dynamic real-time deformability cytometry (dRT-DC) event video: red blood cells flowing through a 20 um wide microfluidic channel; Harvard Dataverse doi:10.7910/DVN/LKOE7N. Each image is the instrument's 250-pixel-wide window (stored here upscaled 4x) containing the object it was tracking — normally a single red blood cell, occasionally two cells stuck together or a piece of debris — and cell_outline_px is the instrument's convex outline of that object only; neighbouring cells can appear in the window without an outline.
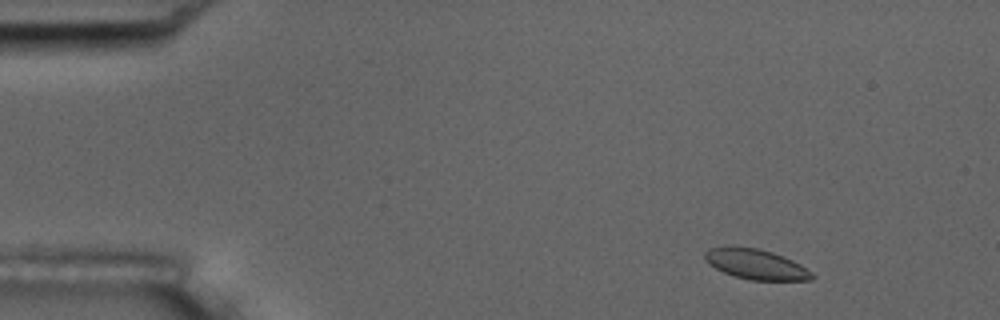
{"species": "common noctule bat (a hibernating species)", "species_latin": "Nyctalus noctula", "temperature_condition": "room temperature", "stored_images_in_passage": 4, "camera_frame_rate_fps": 3000, "um_per_image_px": 0.085, "animal": {"sex": "male", "body_mass_g": 17.5, "forearm_length_mm": 52.3}, "frame": {"image": 1, "passage_image": 1, "time_ms": 0.0, "image_size_px": [1000, 320], "cell_outline_px": [[816, 276], [812, 280], [752, 280], [736, 276], [724, 272], [708, 264], [704, 260], [704, 252], [708, 248], [732, 244], [756, 248], [772, 252], [792, 260], [800, 264], [812, 272]], "centroid_in_image_um": [64.21, 22.43], "position_along_channel_um": 20.8, "area_um2": 19.13}}
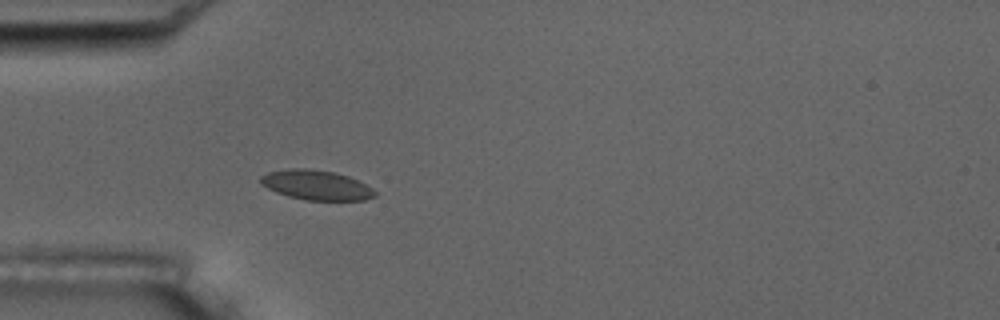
{"frame": {"image": 2, "passage_image": 4, "time_ms": 3.333, "image_size_px": [1000, 320], "cell_outline_px": [[376, 196], [364, 200], [308, 200], [288, 196], [276, 192], [260, 184], [260, 176], [268, 172], [292, 168], [304, 168], [336, 172], [348, 176], [372, 188], [376, 192]], "centroid_in_image_um": [26.87, 15.73], "position_along_channel_um": 58.1, "area_um2": 19.71}}